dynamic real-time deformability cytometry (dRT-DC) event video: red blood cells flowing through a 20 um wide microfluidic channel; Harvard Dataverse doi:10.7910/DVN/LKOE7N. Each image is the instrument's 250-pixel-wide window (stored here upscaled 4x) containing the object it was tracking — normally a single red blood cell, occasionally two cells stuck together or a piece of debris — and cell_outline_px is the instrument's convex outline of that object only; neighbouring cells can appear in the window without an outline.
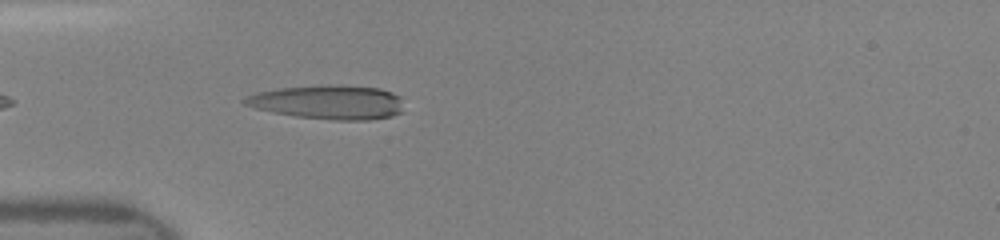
{"species": "human", "species_latin": "Homo sapiens", "temperature_condition": "room temperature", "stored_images_in_passage": 21, "camera_frame_rate_fps": 3000, "um_per_image_px": 0.085, "donor": {"sex": "female"}, "frame": {"image": 1, "passage_image": 3, "time_ms": 0.667, "image_size_px": [1000, 240], "cell_outline_px": [[404, 112], [392, 116], [368, 120], [336, 120], [296, 116], [256, 108], [244, 104], [240, 100], [256, 92], [280, 88], [328, 84], [380, 88], [392, 92], [400, 96]], "centroid_in_image_um": [27.95, 8.68], "position_along_channel_um": 57.1, "area_um2": 31.62}}
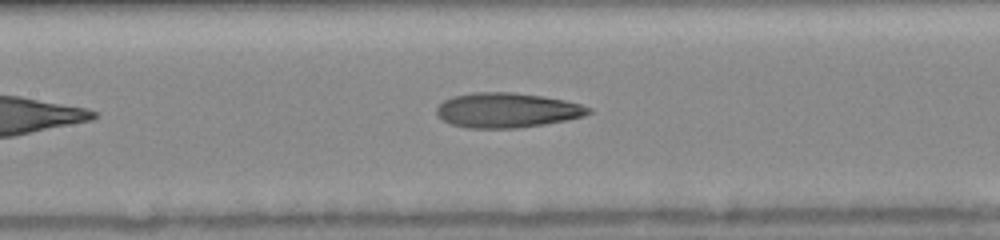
{"frame": {"image": 2, "passage_image": 11, "time_ms": 3.333, "image_size_px": [1000, 240], "cell_outline_px": [[592, 112], [584, 116], [568, 120], [544, 124], [516, 128], [468, 128], [452, 124], [436, 116], [436, 108], [444, 100], [452, 96], [472, 92], [512, 92], [540, 96], [564, 100], [580, 104], [592, 108]], "centroid_in_image_um": [43.09, 9.37], "position_along_channel_um": 164.3, "area_um2": 30.87}}
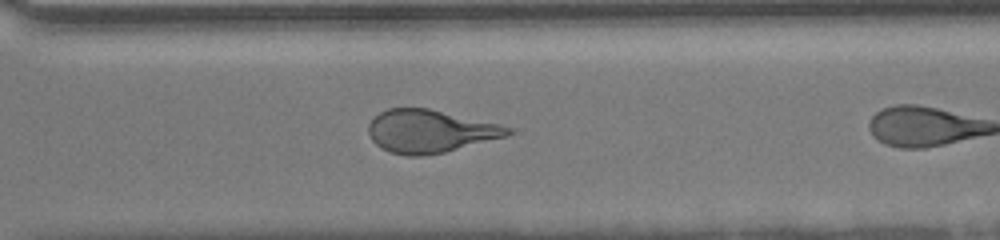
{"frame": {"image": 3, "passage_image": 20, "time_ms": 6.333, "image_size_px": [1000, 240], "cell_outline_px": [[512, 132], [508, 136], [444, 152], [420, 156], [408, 156], [388, 152], [380, 148], [372, 140], [368, 132], [368, 124], [380, 112], [388, 108], [428, 108], [500, 124], [512, 128]], "centroid_in_image_um": [36.54, 11.16], "position_along_channel_um": 334.1, "area_um2": 34.8}}